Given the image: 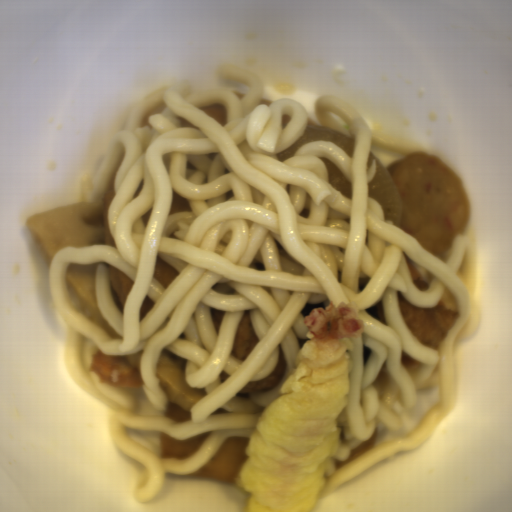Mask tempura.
Segmentation results:
<instances>
[{
    "mask_svg": "<svg viewBox=\"0 0 512 512\" xmlns=\"http://www.w3.org/2000/svg\"><path fill=\"white\" fill-rule=\"evenodd\" d=\"M357 310L342 299L314 307L303 323L310 338L282 394L261 413L234 485L250 494L244 512H310L326 468L341 446L336 419L348 405L350 338L363 333Z\"/></svg>",
    "mask_w": 512,
    "mask_h": 512,
    "instance_id": "obj_1",
    "label": "tempura"
}]
</instances>
